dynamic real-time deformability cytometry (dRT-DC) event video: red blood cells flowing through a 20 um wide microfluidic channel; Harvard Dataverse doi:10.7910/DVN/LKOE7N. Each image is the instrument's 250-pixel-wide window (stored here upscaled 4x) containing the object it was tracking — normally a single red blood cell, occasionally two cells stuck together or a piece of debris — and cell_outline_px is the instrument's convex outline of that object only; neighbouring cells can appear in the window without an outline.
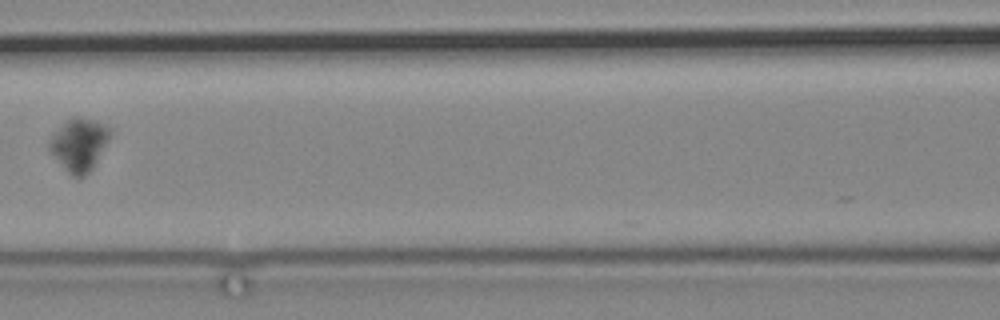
{"species": "common noctule bat (a hibernating species)", "species_latin": "Nyctalus noctula", "temperature_condition": "cold", "stored_images_in_passage": 14, "camera_frame_rate_fps": 3000, "um_per_image_px": 0.085, "animal": {"sex": "male", "body_mass_g": 19.2, "forearm_length_mm": 51.8}, "frame": {"image": 1, "passage_image": 12, "time_ms": 14.0, "image_size_px": [1000, 320], "cell_outline_px": [[112, 132], [108, 140], [92, 168], [84, 176], [72, 176], [68, 172], [48, 148], [48, 144], [52, 136], [68, 120], [76, 116], [80, 116], [96, 120], [112, 128]], "centroid_in_image_um": [6.76, 12.25], "position_along_channel_um": 159.8, "area_um2": 18.09}}
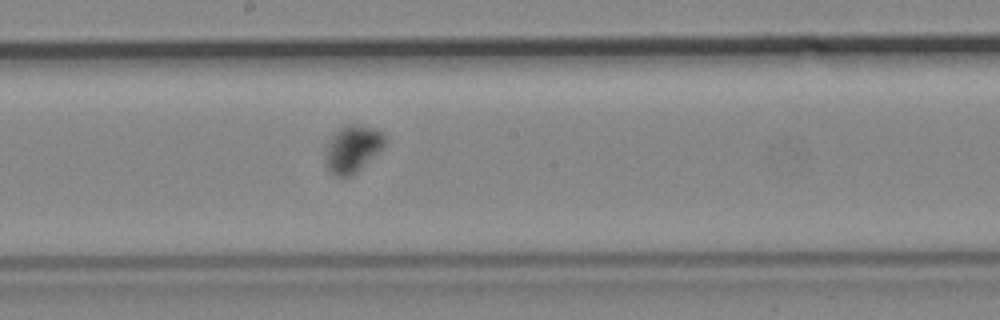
{"frame": {"image": 2, "passage_image": 14, "time_ms": 16.0, "image_size_px": [1000, 320], "cell_outline_px": [[388, 140], [384, 148], [356, 172], [348, 176], [336, 176], [328, 168], [328, 144], [332, 136], [344, 124], [356, 124], [376, 128]], "centroid_in_image_um": [30.06, 12.61], "position_along_channel_um": 218.1, "area_um2": 15.9}}